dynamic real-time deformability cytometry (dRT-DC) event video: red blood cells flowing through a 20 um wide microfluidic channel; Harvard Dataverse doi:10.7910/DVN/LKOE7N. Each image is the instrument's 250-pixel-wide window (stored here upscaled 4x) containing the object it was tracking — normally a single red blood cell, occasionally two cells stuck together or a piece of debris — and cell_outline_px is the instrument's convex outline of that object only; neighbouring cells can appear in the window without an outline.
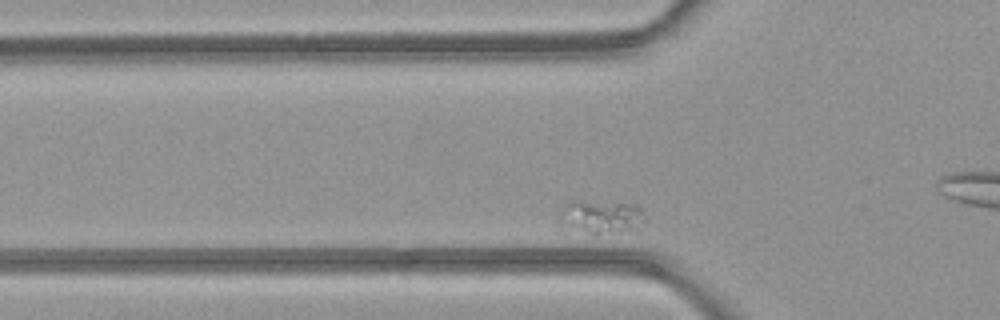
{"species": "common noctule bat (a hibernating species)", "species_latin": "Nyctalus noctula", "temperature_condition": "room temperature", "stored_images_in_passage": 38, "camera_frame_rate_fps": 3000, "um_per_image_px": 0.085, "animal": {"sex": "female", "body_mass_g": 21.9}, "frame": {"image": 1, "passage_image": 11, "time_ms": 3.333, "image_size_px": [1000, 320], "cell_outline_px": [[644, 224], [640, 232], [596, 236], [592, 236], [564, 232], [556, 228], [556, 224], [564, 204], [568, 200], [580, 200], [640, 204]], "centroid_in_image_um": [51.0, 18.54], "position_along_channel_um": 74.8, "area_um2": 19.13}}
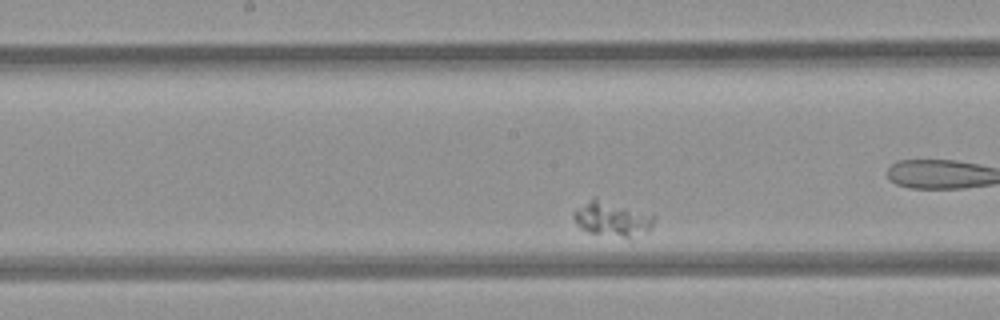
{"frame": {"image": 2, "passage_image": 22, "time_ms": 7.0, "image_size_px": [1000, 320], "cell_outline_px": [[656, 220], [648, 228], [628, 236], [624, 236], [588, 232], [580, 228], [576, 224], [572, 216], [592, 196], [596, 196], [656, 216]], "centroid_in_image_um": [51.97, 18.54], "position_along_channel_um": 196.2, "area_um2": 15.61}}
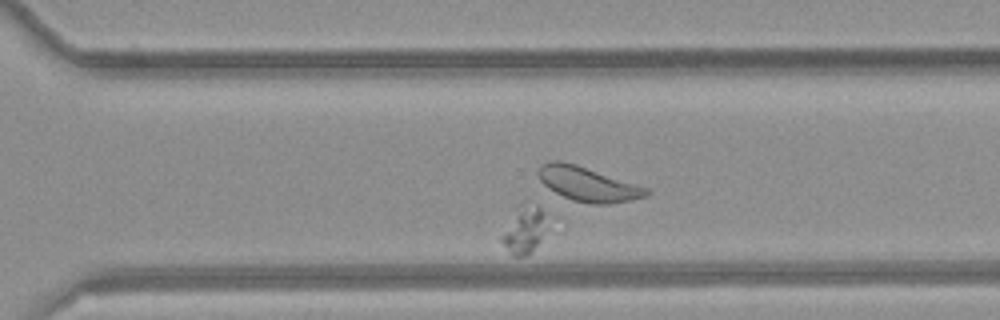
{"frame": {"image": 3, "passage_image": 33, "time_ms": 10.667, "image_size_px": [1000, 320], "cell_outline_px": [[548, 216], [540, 240], [532, 252], [524, 256], [512, 256], [500, 240], [500, 236], [512, 208], [520, 204], [536, 204], [548, 212]], "centroid_in_image_um": [44.52, 19.47], "position_along_channel_um": 326.1, "area_um2": 13.01}}